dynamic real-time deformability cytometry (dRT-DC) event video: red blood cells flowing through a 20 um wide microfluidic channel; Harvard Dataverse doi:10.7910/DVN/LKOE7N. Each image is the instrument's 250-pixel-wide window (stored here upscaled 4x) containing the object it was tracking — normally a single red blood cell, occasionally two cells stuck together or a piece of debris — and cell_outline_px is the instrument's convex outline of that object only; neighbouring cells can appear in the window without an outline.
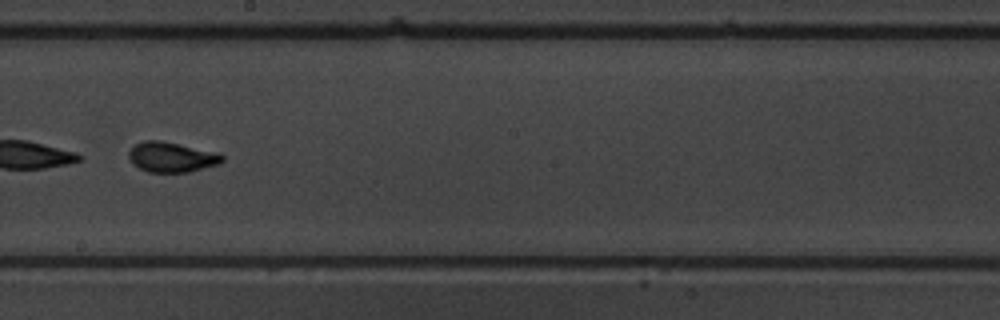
{"species": "common noctule bat (a hibernating species)", "species_latin": "Nyctalus noctula", "temperature_condition": "warm", "stored_images_in_passage": 51, "segment_of_instrument_passage": [2, 2], "camera_frame_rate_fps": 3000, "um_per_image_px": 0.085, "animal": {"sex": "male", "body_mass_g": 19.5, "forearm_length_mm": 54.6}, "frame": {"image": 1, "passage_image": 30, "time_ms": 9.667, "image_size_px": [1000, 320], "cell_outline_px": [[224, 160], [220, 164], [188, 172], [148, 172], [132, 164], [128, 156], [128, 152], [136, 144], [144, 140], [160, 140], [220, 152], [224, 156]], "centroid_in_image_um": [14.62, 13.35], "position_along_channel_um": 233.6, "area_um2": 16.59}}